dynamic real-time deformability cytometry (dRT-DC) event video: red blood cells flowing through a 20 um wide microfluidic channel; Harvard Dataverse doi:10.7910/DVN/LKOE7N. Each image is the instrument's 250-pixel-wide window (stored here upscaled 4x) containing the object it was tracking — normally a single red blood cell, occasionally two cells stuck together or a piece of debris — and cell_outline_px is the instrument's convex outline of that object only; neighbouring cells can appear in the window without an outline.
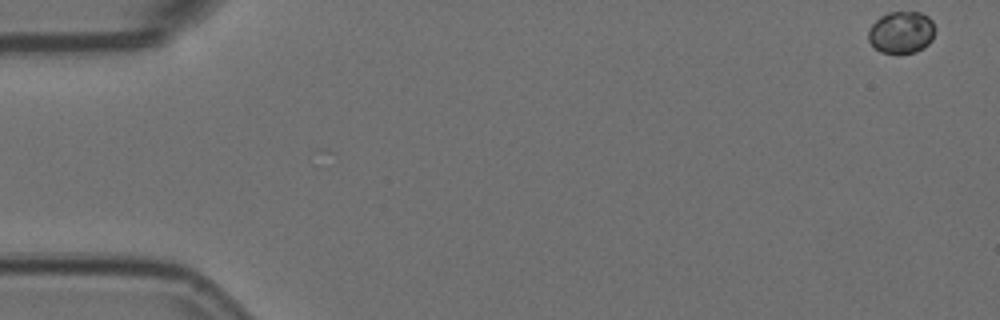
{"species": "Egyptian fruit bat (a non-hibernating species)", "species_latin": "Rousettus aegyptiacus", "temperature_condition": "room temperature", "stored_images_in_passage": 55, "camera_frame_rate_fps": 3000, "um_per_image_px": 0.085, "animal": {"sex": "female"}, "frame": {"image": 1, "passage_image": 1, "time_ms": 0.0, "image_size_px": [1000, 320], "cell_outline_px": [[936, 28], [932, 40], [924, 48], [916, 52], [880, 52], [868, 40], [868, 32], [872, 24], [880, 16], [888, 12], [920, 12], [928, 16], [932, 20]], "centroid_in_image_um": [76.64, 2.73], "position_along_channel_um": 8.4, "area_um2": 16.36}}
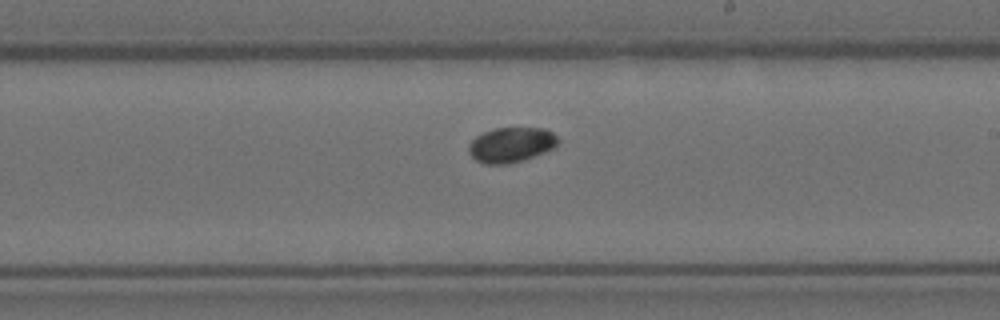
{"frame": {"image": 2, "passage_image": 32, "time_ms": 10.333, "image_size_px": [1000, 320], "cell_outline_px": [[560, 140], [556, 148], [524, 160], [508, 164], [484, 164], [476, 160], [468, 152], [468, 144], [476, 136], [484, 132], [496, 128], [544, 128], [552, 132]], "centroid_in_image_um": [43.47, 12.31], "position_along_channel_um": 245.5, "area_um2": 18.44}}
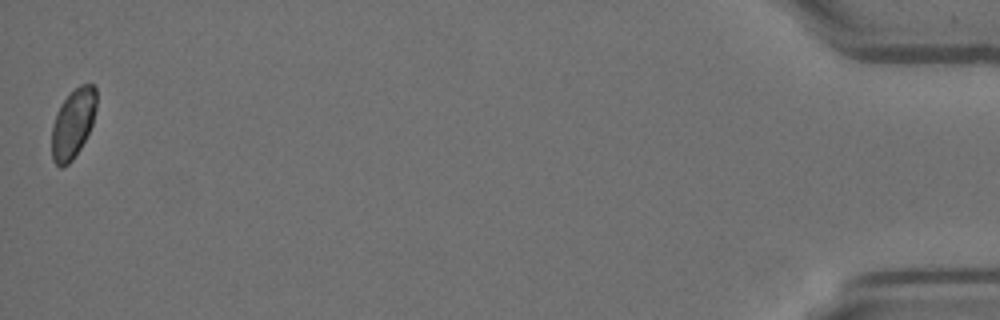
{"frame": {"image": 3, "passage_image": 55, "time_ms": 18.0, "image_size_px": [1000, 320], "cell_outline_px": [[96, 108], [92, 124], [80, 148], [72, 160], [68, 164], [60, 168], [52, 160], [52, 124], [56, 112], [60, 104], [80, 84], [92, 84], [96, 88]], "centroid_in_image_um": [6.19, 10.5], "position_along_channel_um": 429.0, "area_um2": 17.92}}